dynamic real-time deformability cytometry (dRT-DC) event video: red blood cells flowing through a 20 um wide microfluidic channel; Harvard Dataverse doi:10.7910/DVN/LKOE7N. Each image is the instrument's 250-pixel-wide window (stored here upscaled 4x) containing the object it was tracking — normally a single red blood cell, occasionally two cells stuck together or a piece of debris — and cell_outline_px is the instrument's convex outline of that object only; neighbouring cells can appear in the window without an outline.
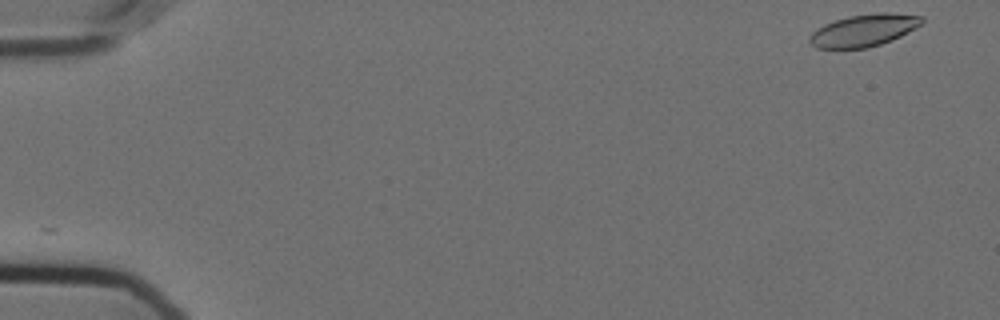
{"species": "Egyptian fruit bat (a non-hibernating species)", "species_latin": "Rousettus aegyptiacus", "temperature_condition": "cold", "stored_images_in_passage": 56, "camera_frame_rate_fps": 3000, "um_per_image_px": 0.085, "animal": {"sex": "female"}, "frame": {"image": 1, "passage_image": 1, "time_ms": 0.0, "image_size_px": [1000, 320], "cell_outline_px": [[924, 20], [916, 28], [892, 40], [868, 48], [816, 48], [808, 40], [812, 32], [824, 24], [848, 16], [876, 12], [888, 12], [924, 16]], "centroid_in_image_um": [73.44, 2.57], "position_along_channel_um": 11.6, "area_um2": 21.04}}
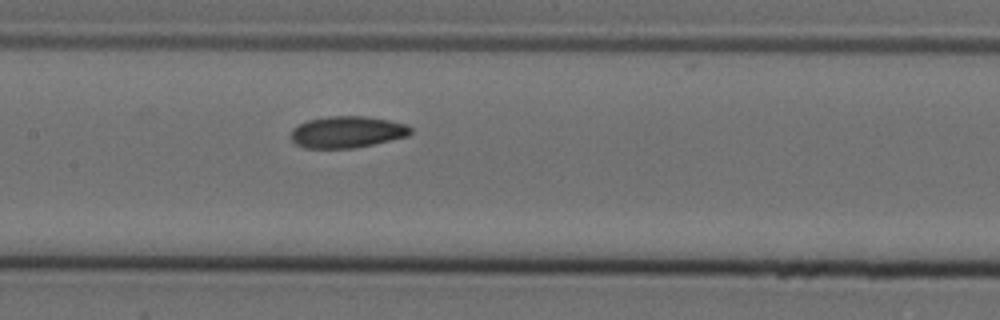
{"frame": {"image": 2, "passage_image": 27, "time_ms": 8.667, "image_size_px": [1000, 320], "cell_outline_px": [[412, 132], [408, 136], [372, 144], [352, 148], [304, 148], [296, 144], [288, 136], [292, 128], [308, 120], [328, 116], [364, 116], [388, 120], [408, 124], [412, 128]], "centroid_in_image_um": [29.48, 11.22], "position_along_channel_um": 177.9, "area_um2": 22.14}}
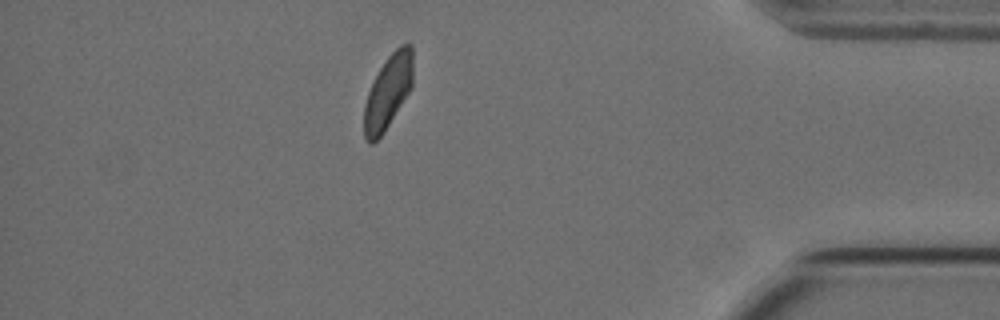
{"frame": {"image": 3, "passage_image": 49, "time_ms": 16.0, "image_size_px": [1000, 320], "cell_outline_px": [[412, 88], [384, 132], [372, 144], [368, 144], [364, 136], [364, 104], [372, 80], [388, 56], [400, 44], [412, 44]], "centroid_in_image_um": [32.97, 7.82], "position_along_channel_um": 402.2, "area_um2": 21.1}, "authors_computed_cell_mechanics": {"area_um2": 21.9062, "velocity_mm_per_s": 3.5597, "shape_relaxation_time_tau1_ms": 7.9295, "shape_relaxation_time_tau2_ms": 5.7315, "deformation_change_tau1": 0.1701, "deformation_change_tau2": 0.0928}}